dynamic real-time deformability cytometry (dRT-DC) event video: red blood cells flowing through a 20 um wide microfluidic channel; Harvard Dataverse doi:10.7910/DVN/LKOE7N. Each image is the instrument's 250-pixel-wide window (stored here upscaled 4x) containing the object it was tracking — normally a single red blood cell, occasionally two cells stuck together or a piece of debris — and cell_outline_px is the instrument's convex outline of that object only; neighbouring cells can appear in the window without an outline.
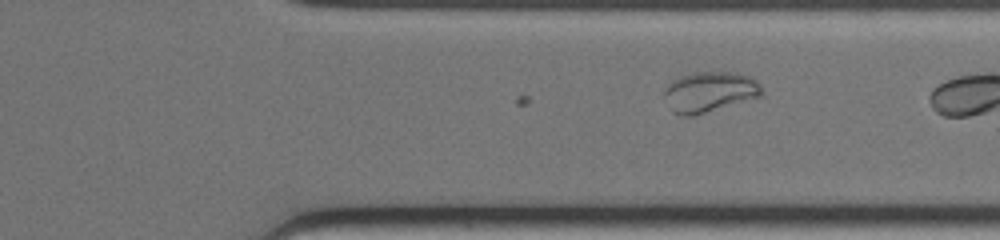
{"species": "common noctule bat (a hibernating species)", "species_latin": "Nyctalus noctula", "temperature_condition": "warm", "stored_images_in_passage": 20, "camera_frame_rate_fps": 3000, "um_per_image_px": 0.085, "animal": {"sex": "female", "body_mass_g": 19.0, "forearm_length_mm": 51.5}, "frame": {"image": 1, "passage_image": 16, "time_ms": 5.0, "image_size_px": [1000, 240], "cell_outline_px": [[760, 96], [692, 116], [680, 116], [672, 112], [668, 108], [664, 96], [664, 88], [672, 80], [680, 76], [692, 72], [736, 72], [748, 76], [756, 80], [760, 84]], "centroid_in_image_um": [60.23, 7.8], "position_along_channel_um": 351.2, "area_um2": 22.89}}